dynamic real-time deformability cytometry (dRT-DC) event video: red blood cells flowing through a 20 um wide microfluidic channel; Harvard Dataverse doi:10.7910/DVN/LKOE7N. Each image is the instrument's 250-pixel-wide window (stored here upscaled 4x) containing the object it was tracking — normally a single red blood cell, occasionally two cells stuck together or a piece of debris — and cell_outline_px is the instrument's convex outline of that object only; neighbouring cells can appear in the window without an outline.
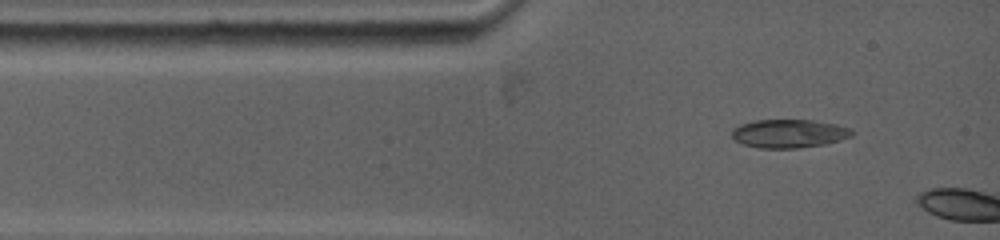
{"species": "common noctule bat (a hibernating species)", "species_latin": "Nyctalus noctula", "temperature_condition": "warm", "stored_images_in_passage": 2, "camera_frame_rate_fps": 5000, "um_per_image_px": 0.085, "animal": {"sex": "female", "body_mass_g": 19.0, "forearm_length_mm": 53.3}, "frame": {"image": 1, "passage_image": 1, "time_ms": 0.0, "image_size_px": [1000, 240], "cell_outline_px": [[856, 132], [852, 136], [840, 140], [824, 144], [796, 148], [760, 148], [744, 144], [736, 140], [732, 136], [732, 128], [740, 124], [756, 120], [812, 120], [836, 124], [848, 128]], "centroid_in_image_um": [67.07, 11.34], "position_along_channel_um": 17.9, "area_um2": 19.83}}